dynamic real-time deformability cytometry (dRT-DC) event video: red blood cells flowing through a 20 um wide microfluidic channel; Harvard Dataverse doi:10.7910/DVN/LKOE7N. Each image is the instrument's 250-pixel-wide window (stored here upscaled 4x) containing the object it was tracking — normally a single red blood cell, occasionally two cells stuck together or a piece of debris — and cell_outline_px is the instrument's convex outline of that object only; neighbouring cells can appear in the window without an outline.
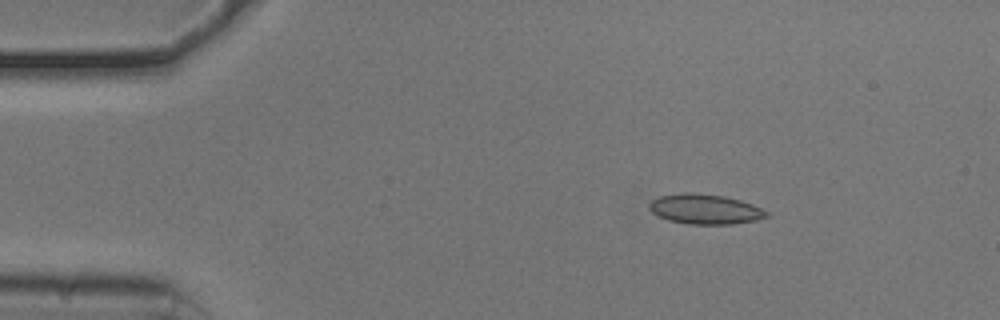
{"species": "common noctule bat (a hibernating species)", "species_latin": "Nyctalus noctula", "temperature_condition": "cold", "stored_images_in_passage": 11, "camera_frame_rate_fps": 3000, "um_per_image_px": 0.085, "animal": {"sex": "male", "body_mass_g": 20.5, "forearm_length_mm": 52.5}, "frame": {"image": 1, "passage_image": 1, "time_ms": 0.0, "image_size_px": [1000, 320], "cell_outline_px": [[768, 216], [756, 220], [732, 224], [688, 224], [668, 220], [652, 212], [648, 208], [648, 204], [652, 200], [660, 196], [684, 192], [692, 192], [724, 196], [740, 200], [752, 204], [768, 212]], "centroid_in_image_um": [59.91, 17.77], "position_along_channel_um": 25.1, "area_um2": 20.4}}
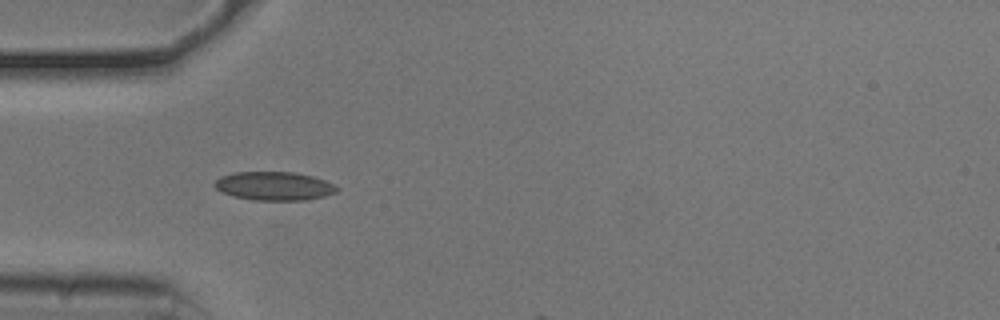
{"frame": {"image": 2, "passage_image": 9, "time_ms": 2.667, "image_size_px": [1000, 320], "cell_outline_px": [[340, 188], [336, 192], [324, 196], [304, 200], [252, 200], [232, 196], [216, 188], [212, 184], [220, 176], [232, 172], [296, 172], [312, 176], [324, 180]], "centroid_in_image_um": [23.28, 15.8], "position_along_channel_um": 61.7, "area_um2": 20.4}}